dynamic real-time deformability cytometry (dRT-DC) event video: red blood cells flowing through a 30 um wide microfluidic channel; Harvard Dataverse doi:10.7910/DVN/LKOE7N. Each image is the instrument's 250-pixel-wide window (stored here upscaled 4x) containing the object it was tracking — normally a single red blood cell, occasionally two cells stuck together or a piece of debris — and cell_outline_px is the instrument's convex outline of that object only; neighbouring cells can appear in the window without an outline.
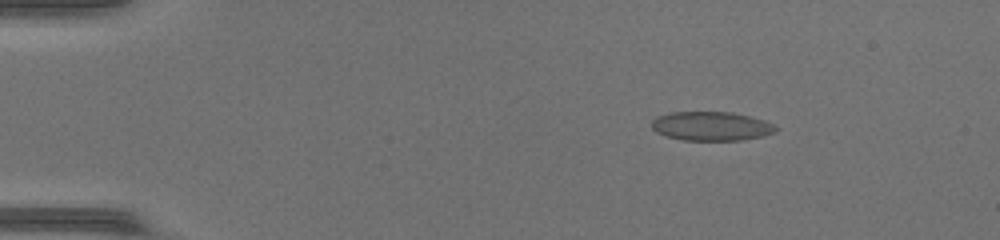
{"species": "common noctule bat (a hibernating species)", "species_latin": "Nyctalus noctula", "temperature_condition": "warm", "stored_images_in_passage": 49, "camera_frame_rate_fps": 3000, "um_per_image_px": 0.085, "animal": {"sex": "female", "body_mass_g": 17.0, "forearm_length_mm": 48.0}, "frame": {"image": 1, "passage_image": 8, "time_ms": 2.333, "image_size_px": [1000, 240], "cell_outline_px": [[776, 132], [764, 136], [740, 140], [684, 140], [668, 136], [656, 132], [652, 128], [652, 120], [656, 116], [672, 112], [732, 112], [764, 120], [772, 124], [776, 128]], "centroid_in_image_um": [60.45, 10.72], "position_along_channel_um": 24.6, "area_um2": 20.87}}
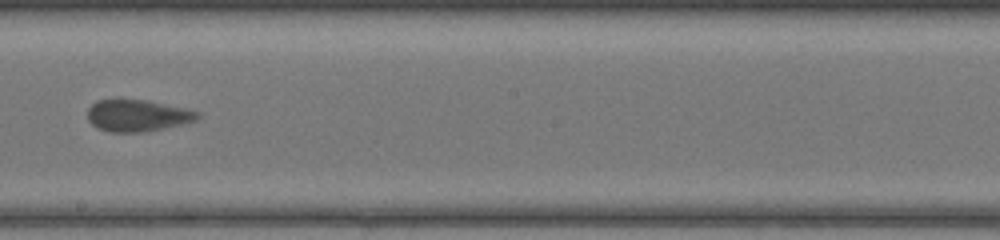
{"frame": {"image": 2, "passage_image": 29, "time_ms": 9.333, "image_size_px": [1000, 240], "cell_outline_px": [[200, 116], [196, 120], [164, 128], [144, 132], [108, 132], [96, 128], [88, 120], [88, 108], [96, 100], [116, 96], [148, 100], [184, 108], [200, 112]], "centroid_in_image_um": [11.61, 9.78], "position_along_channel_um": 236.6, "area_um2": 21.04}}
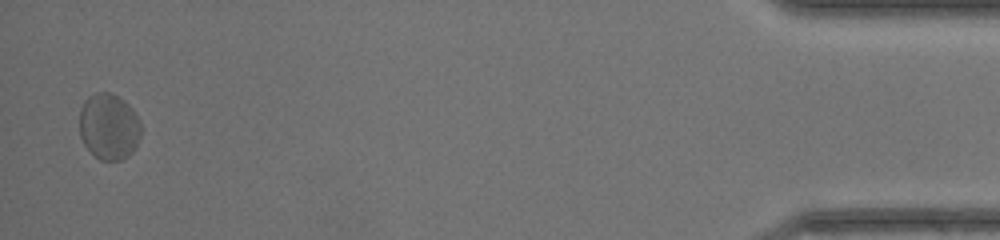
{"frame": {"image": 3, "passage_image": 48, "time_ms": 15.667, "image_size_px": [1000, 240], "cell_outline_px": [[140, 136], [132, 152], [128, 156], [120, 160], [100, 160], [84, 144], [80, 136], [80, 108], [84, 100], [88, 96], [96, 92], [112, 92], [124, 100], [128, 104], [136, 116], [140, 124]], "centroid_in_image_um": [9.23, 10.73], "position_along_channel_um": 426.0, "area_um2": 23.64}, "authors_computed_cell_mechanics": {"area_um2": 20.9236, "velocity_mm_per_s": 4.3396, "shape_relaxation_time_tau1_ms": 3.7923, "shape_relaxation_time_tau2_ms": 0.9465, "deformation_change_tau1": 0.0949, "deformation_change_tau2": 0.0634}}